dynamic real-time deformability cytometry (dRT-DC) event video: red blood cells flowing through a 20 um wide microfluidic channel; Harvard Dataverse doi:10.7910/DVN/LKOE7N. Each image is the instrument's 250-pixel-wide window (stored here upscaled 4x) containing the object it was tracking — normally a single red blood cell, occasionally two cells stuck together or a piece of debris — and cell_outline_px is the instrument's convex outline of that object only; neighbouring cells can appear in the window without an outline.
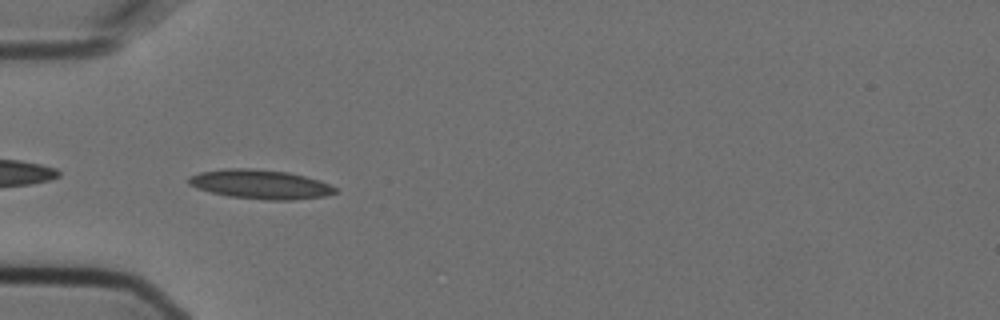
{"species": "Egyptian fruit bat (a non-hibernating species)", "species_latin": "Rousettus aegyptiacus", "temperature_condition": "cold", "stored_images_in_passage": 9, "camera_frame_rate_fps": 3000, "um_per_image_px": 0.085, "animal": {"sex": "female"}, "frame": {"image": 1, "passage_image": 6, "time_ms": 1.667, "image_size_px": [1000, 320], "cell_outline_px": [[340, 192], [324, 196], [292, 200], [264, 200], [228, 196], [196, 188], [188, 184], [188, 176], [200, 172], [224, 168], [252, 168], [288, 172], [320, 180], [336, 188]], "centroid_in_image_um": [22.12, 15.66], "position_along_channel_um": 62.9, "area_um2": 25.09}}
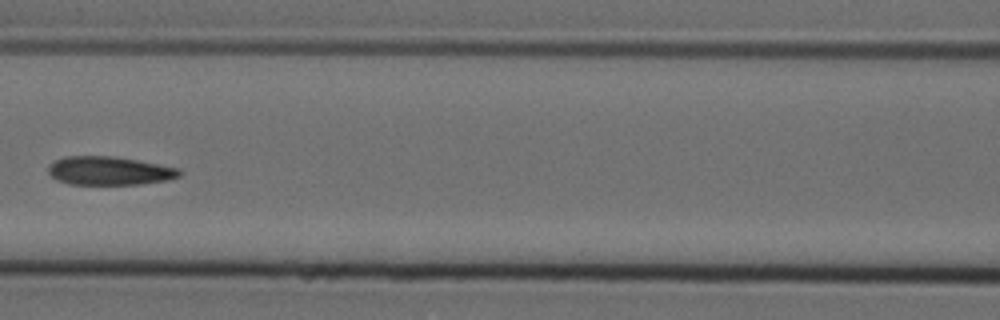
{"frame": {"image": 2, "passage_image": 8, "time_ms": 2.333, "image_size_px": [1000, 320], "cell_outline_px": [[180, 176], [168, 180], [140, 184], [68, 184], [56, 180], [48, 172], [48, 164], [64, 156], [112, 156], [136, 160], [180, 168]], "centroid_in_image_um": [9.26, 14.52], "position_along_channel_um": 157.3, "area_um2": 21.79}}
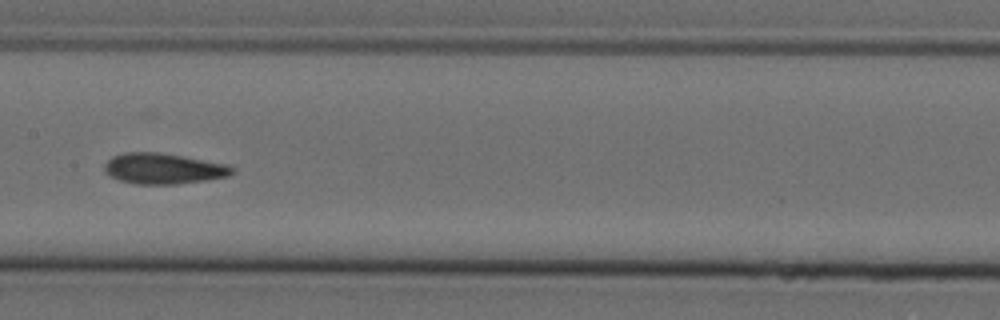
{"frame": {"image": 3, "passage_image": 9, "time_ms": 2.667, "image_size_px": [1000, 320], "cell_outline_px": [[236, 168], [228, 176], [208, 180], [176, 184], [136, 184], [120, 180], [104, 172], [104, 164], [112, 156], [124, 152], [160, 152], [228, 164]], "centroid_in_image_um": [13.9, 14.32], "position_along_channel_um": 193.5, "area_um2": 22.95}}